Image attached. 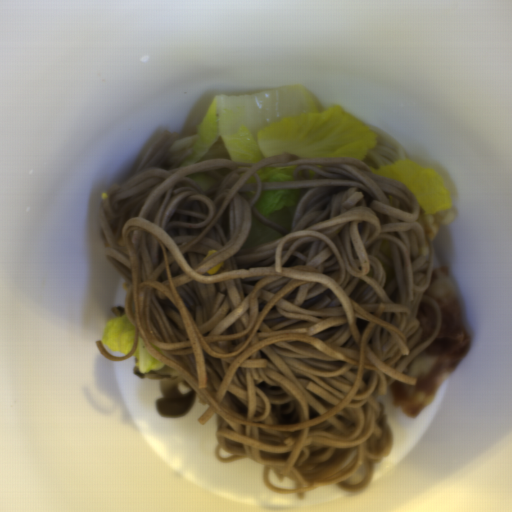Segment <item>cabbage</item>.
<instances>
[{
	"mask_svg": "<svg viewBox=\"0 0 512 512\" xmlns=\"http://www.w3.org/2000/svg\"><path fill=\"white\" fill-rule=\"evenodd\" d=\"M376 133L339 104L317 110L303 86L213 97L195 135L178 138L170 160L192 153L178 168L216 158L255 164L284 153L304 158L365 160ZM177 168V169H178Z\"/></svg>",
	"mask_w": 512,
	"mask_h": 512,
	"instance_id": "1",
	"label": "cabbage"
},
{
	"mask_svg": "<svg viewBox=\"0 0 512 512\" xmlns=\"http://www.w3.org/2000/svg\"><path fill=\"white\" fill-rule=\"evenodd\" d=\"M369 170L373 175L404 184L414 194L420 213H434L452 206L451 194L446 189L442 176L431 167L402 159L389 163L384 168Z\"/></svg>",
	"mask_w": 512,
	"mask_h": 512,
	"instance_id": "2",
	"label": "cabbage"
},
{
	"mask_svg": "<svg viewBox=\"0 0 512 512\" xmlns=\"http://www.w3.org/2000/svg\"><path fill=\"white\" fill-rule=\"evenodd\" d=\"M300 193L301 188L263 190L262 196L254 208L269 222L290 230Z\"/></svg>",
	"mask_w": 512,
	"mask_h": 512,
	"instance_id": "3",
	"label": "cabbage"
},
{
	"mask_svg": "<svg viewBox=\"0 0 512 512\" xmlns=\"http://www.w3.org/2000/svg\"><path fill=\"white\" fill-rule=\"evenodd\" d=\"M135 339V327L129 322L126 312L111 318L103 332L102 340L111 350L130 354Z\"/></svg>",
	"mask_w": 512,
	"mask_h": 512,
	"instance_id": "4",
	"label": "cabbage"
},
{
	"mask_svg": "<svg viewBox=\"0 0 512 512\" xmlns=\"http://www.w3.org/2000/svg\"><path fill=\"white\" fill-rule=\"evenodd\" d=\"M282 235L279 231L272 227H266L258 221L253 214L252 227L242 247L247 248L255 245L264 244L274 240L281 239Z\"/></svg>",
	"mask_w": 512,
	"mask_h": 512,
	"instance_id": "5",
	"label": "cabbage"
},
{
	"mask_svg": "<svg viewBox=\"0 0 512 512\" xmlns=\"http://www.w3.org/2000/svg\"><path fill=\"white\" fill-rule=\"evenodd\" d=\"M131 356L136 359L135 368L141 373L158 369L166 364L147 350L140 333L135 350Z\"/></svg>",
	"mask_w": 512,
	"mask_h": 512,
	"instance_id": "6",
	"label": "cabbage"
},
{
	"mask_svg": "<svg viewBox=\"0 0 512 512\" xmlns=\"http://www.w3.org/2000/svg\"><path fill=\"white\" fill-rule=\"evenodd\" d=\"M295 165L279 167H262L257 170L261 183L276 181H292L294 179Z\"/></svg>",
	"mask_w": 512,
	"mask_h": 512,
	"instance_id": "7",
	"label": "cabbage"
},
{
	"mask_svg": "<svg viewBox=\"0 0 512 512\" xmlns=\"http://www.w3.org/2000/svg\"><path fill=\"white\" fill-rule=\"evenodd\" d=\"M189 179L196 183L201 190L207 191L216 182L217 179L208 172H201L197 174H186Z\"/></svg>",
	"mask_w": 512,
	"mask_h": 512,
	"instance_id": "8",
	"label": "cabbage"
},
{
	"mask_svg": "<svg viewBox=\"0 0 512 512\" xmlns=\"http://www.w3.org/2000/svg\"><path fill=\"white\" fill-rule=\"evenodd\" d=\"M244 183H257V180L253 176H250Z\"/></svg>",
	"mask_w": 512,
	"mask_h": 512,
	"instance_id": "9",
	"label": "cabbage"
}]
</instances>
